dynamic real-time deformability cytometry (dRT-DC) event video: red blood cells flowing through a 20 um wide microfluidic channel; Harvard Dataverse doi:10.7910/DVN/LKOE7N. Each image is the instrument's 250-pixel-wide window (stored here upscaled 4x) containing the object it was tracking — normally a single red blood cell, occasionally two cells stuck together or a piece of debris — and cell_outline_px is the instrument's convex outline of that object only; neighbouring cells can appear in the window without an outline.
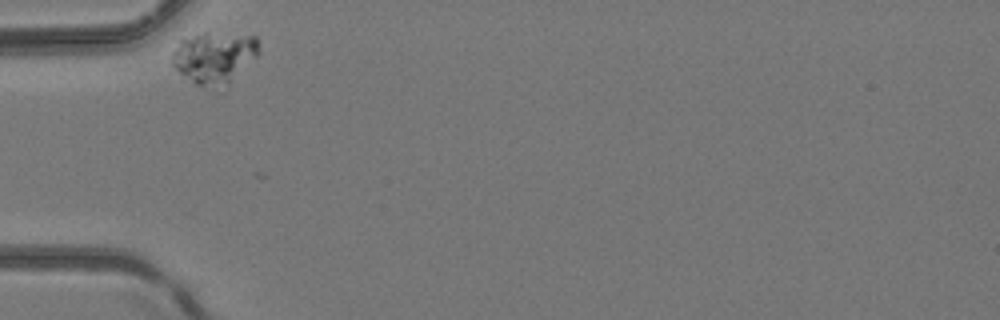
{"species": "common noctule bat (a hibernating species)", "species_latin": "Nyctalus noctula", "temperature_condition": "room temperature", "stored_images_in_passage": 1, "camera_frame_rate_fps": 3000, "um_per_image_px": 0.085, "animal": {"sex": "female", "body_mass_g": 24.6, "forearm_length_mm": 56.2}, "frame": {"image": 1, "passage_image": 1, "time_ms": 0.0, "image_size_px": [1000, 320], "cell_outline_px": [[260, 52], [220, 92], [196, 84], [180, 72], [172, 64], [172, 52], [180, 40], [204, 32], [208, 32], [256, 36]], "centroid_in_image_um": [18.21, 4.91], "position_along_channel_um": 66.8, "area_um2": 26.13}}